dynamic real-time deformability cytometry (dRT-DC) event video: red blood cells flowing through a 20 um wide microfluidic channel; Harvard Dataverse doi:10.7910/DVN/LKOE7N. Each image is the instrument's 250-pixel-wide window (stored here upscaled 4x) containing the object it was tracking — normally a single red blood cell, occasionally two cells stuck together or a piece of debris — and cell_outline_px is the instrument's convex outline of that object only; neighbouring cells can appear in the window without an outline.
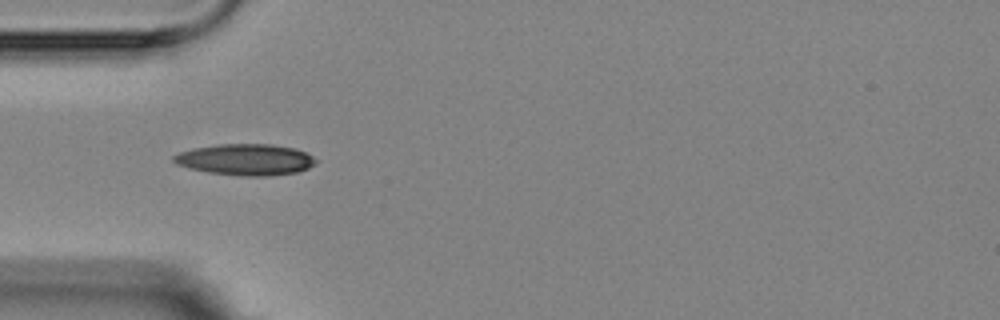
{"species": "Egyptian fruit bat (a non-hibernating species)", "species_latin": "Rousettus aegyptiacus", "temperature_condition": "room temperature", "stored_images_in_passage": 6, "camera_frame_rate_fps": 3000, "um_per_image_px": 0.085, "animal": {"sex": "female"}, "frame": {"image": 1, "passage_image": 1, "time_ms": 0.0, "image_size_px": [1000, 320], "cell_outline_px": [[316, 160], [308, 168], [296, 172], [268, 176], [240, 176], [208, 172], [188, 168], [176, 164], [172, 160], [172, 156], [180, 152], [192, 148], [216, 144], [272, 144], [296, 148], [312, 156]], "centroid_in_image_um": [20.82, 13.56], "position_along_channel_um": 64.2, "area_um2": 25.95}}
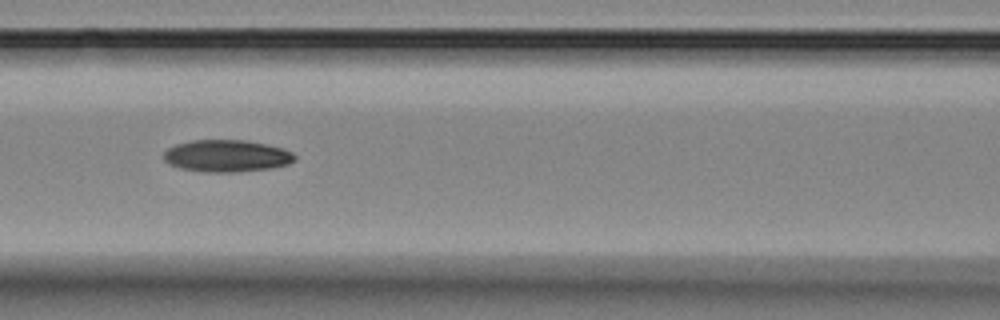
{"frame": {"image": 2, "passage_image": 3, "time_ms": 2.333, "image_size_px": [1000, 320], "cell_outline_px": [[296, 160], [288, 164], [272, 168], [232, 172], [204, 172], [180, 168], [168, 164], [164, 160], [164, 152], [168, 148], [176, 144], [192, 140], [244, 140], [284, 148], [292, 152], [296, 156]], "centroid_in_image_um": [19.27, 13.25], "position_along_channel_um": 147.3, "area_um2": 24.51}}
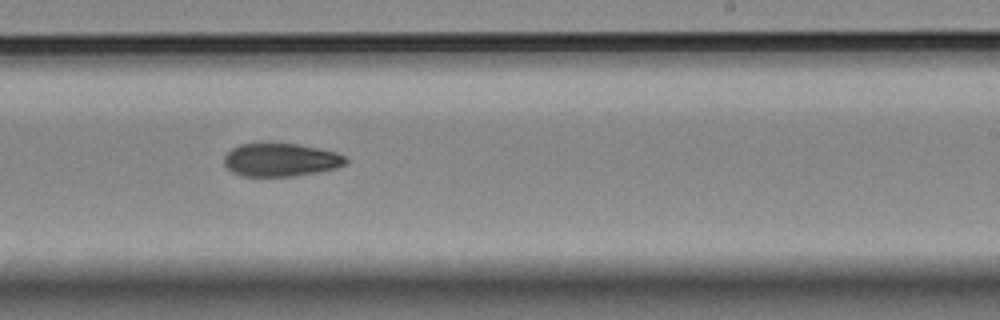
{"frame": {"image": 3, "passage_image": 6, "time_ms": 5.667, "image_size_px": [1000, 320], "cell_outline_px": [[348, 160], [344, 164], [336, 168], [316, 172], [292, 176], [240, 176], [232, 172], [224, 164], [224, 156], [232, 148], [240, 144], [296, 144], [336, 152], [344, 156]], "centroid_in_image_um": [23.83, 13.6], "position_along_channel_um": 265.2, "area_um2": 23.18}}